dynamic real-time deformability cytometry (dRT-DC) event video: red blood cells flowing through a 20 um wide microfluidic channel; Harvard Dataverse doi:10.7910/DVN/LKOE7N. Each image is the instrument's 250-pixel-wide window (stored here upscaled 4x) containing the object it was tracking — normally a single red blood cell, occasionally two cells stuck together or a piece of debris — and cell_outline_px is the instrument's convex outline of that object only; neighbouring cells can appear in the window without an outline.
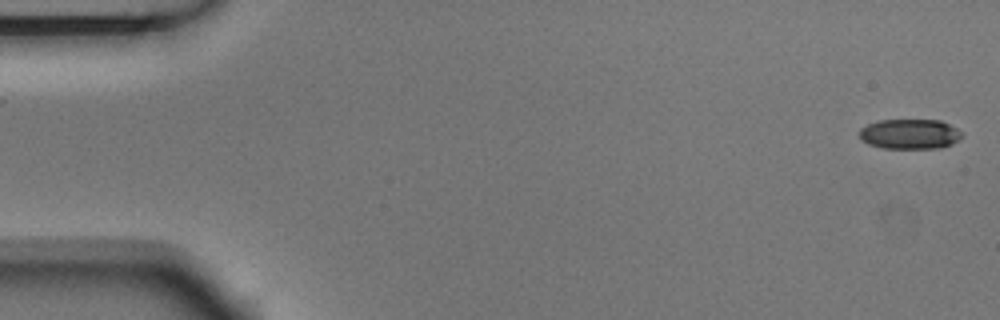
{"species": "Egyptian fruit bat (a non-hibernating species)", "species_latin": "Rousettus aegyptiacus", "temperature_condition": "room temperature", "stored_images_in_passage": 2, "camera_frame_rate_fps": 3000, "um_per_image_px": 0.085, "animal": {"sex": "male"}, "frame": {"image": 1, "passage_image": 2, "time_ms": 0.333, "image_size_px": [1000, 320], "cell_outline_px": [[964, 136], [952, 144], [940, 148], [884, 148], [868, 144], [860, 140], [856, 132], [860, 128], [876, 120], [940, 120], [956, 128]], "centroid_in_image_um": [77.28, 11.39], "position_along_channel_um": 7.7, "area_um2": 18.15}}